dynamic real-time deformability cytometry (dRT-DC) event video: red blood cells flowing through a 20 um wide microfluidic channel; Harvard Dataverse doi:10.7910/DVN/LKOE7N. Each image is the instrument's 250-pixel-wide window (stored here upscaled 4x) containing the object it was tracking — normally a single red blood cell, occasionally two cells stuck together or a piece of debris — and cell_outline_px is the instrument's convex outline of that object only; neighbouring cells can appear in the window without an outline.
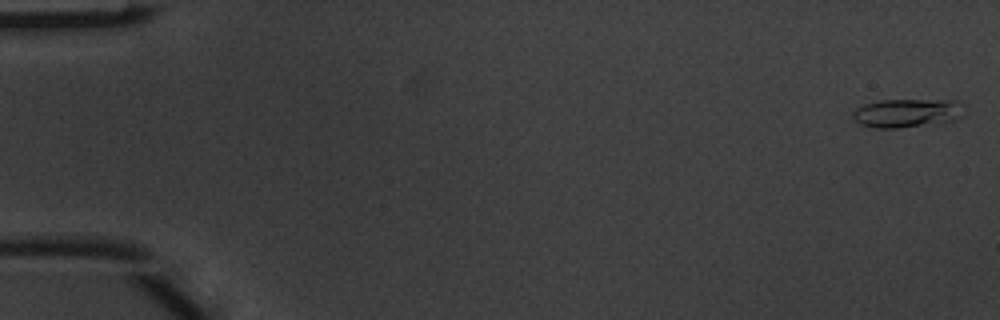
{"species": "common noctule bat (a hibernating species)", "species_latin": "Nyctalus noctula", "temperature_condition": "warm", "stored_images_in_passage": 4, "camera_frame_rate_fps": 3000, "um_per_image_px": 0.085, "animal": {"sex": "male", "body_mass_g": 20.1, "forearm_length_mm": 53.5}, "frame": {"image": 1, "passage_image": 1, "time_ms": 0.0, "image_size_px": [1000, 320], "cell_outline_px": [[964, 104], [960, 116], [952, 120], [940, 124], [896, 128], [876, 128], [860, 124], [852, 116], [852, 112], [856, 108], [864, 104], [880, 100], [960, 100]], "centroid_in_image_um": [77.11, 9.61], "position_along_channel_um": 7.9, "area_um2": 18.79}}
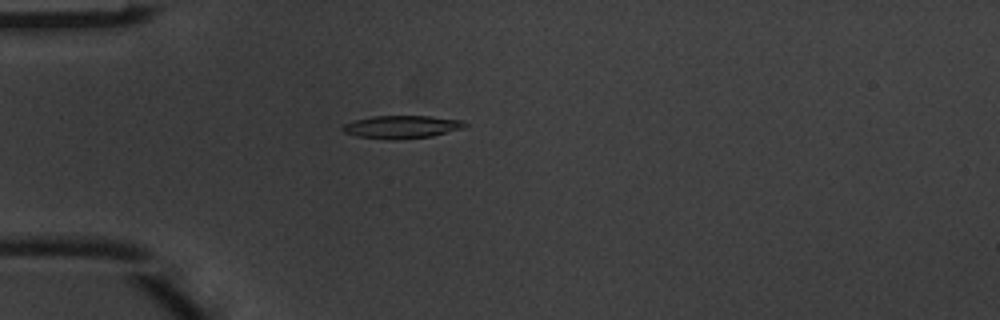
{"frame": {"image": 2, "passage_image": 4, "time_ms": 1.0, "image_size_px": [1000, 320], "cell_outline_px": [[468, 124], [464, 128], [432, 136], [392, 140], [388, 140], [356, 136], [344, 132], [340, 128], [344, 124], [352, 120], [372, 116], [432, 116], [464, 120]], "centroid_in_image_um": [34.14, 10.78], "position_along_channel_um": 50.9, "area_um2": 16.53}}